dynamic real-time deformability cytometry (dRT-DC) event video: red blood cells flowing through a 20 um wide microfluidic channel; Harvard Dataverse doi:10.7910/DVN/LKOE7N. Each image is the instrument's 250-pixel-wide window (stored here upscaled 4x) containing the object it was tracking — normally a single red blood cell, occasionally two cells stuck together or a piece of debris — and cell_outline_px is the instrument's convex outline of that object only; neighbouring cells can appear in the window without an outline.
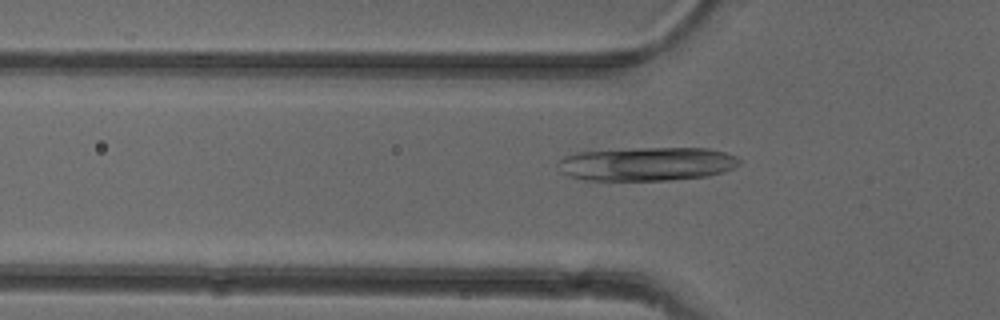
{"species": "common noctule bat (a hibernating species)", "species_latin": "Nyctalus noctula", "temperature_condition": "cold", "stored_images_in_passage": 36, "camera_frame_rate_fps": 3000, "um_per_image_px": 0.085, "animal": {"sex": "female"}, "frame": {"image": 1, "passage_image": 8, "time_ms": 2.333, "image_size_px": [1000, 320], "cell_outline_px": [[740, 164], [724, 172], [708, 176], [672, 180], [584, 180], [560, 172], [556, 164], [564, 156], [576, 152], [636, 148], [708, 148], [724, 152], [736, 156], [740, 160]], "centroid_in_image_um": [54.98, 13.93], "position_along_channel_um": 70.8, "area_um2": 35.78}}
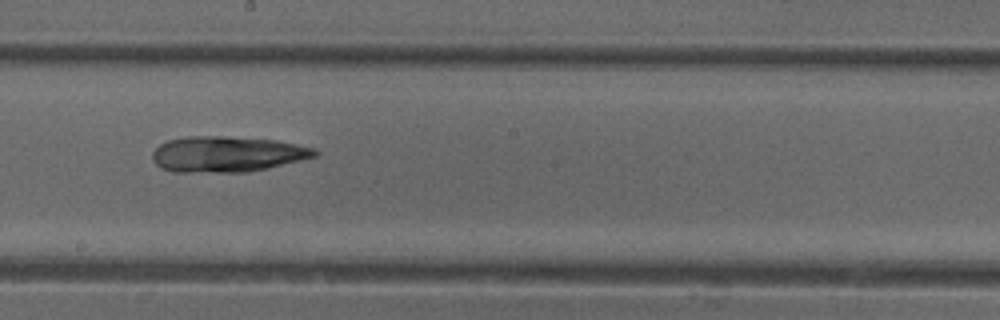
{"frame": {"image": 2, "passage_image": 20, "time_ms": 6.333, "image_size_px": [1000, 320], "cell_outline_px": [[320, 152], [316, 156], [268, 168], [248, 172], [172, 172], [160, 168], [152, 160], [152, 152], [160, 144], [168, 140], [184, 136], [224, 136], [276, 140], [316, 148]], "centroid_in_image_um": [19.28, 13.1], "position_along_channel_um": 228.9, "area_um2": 34.04}}
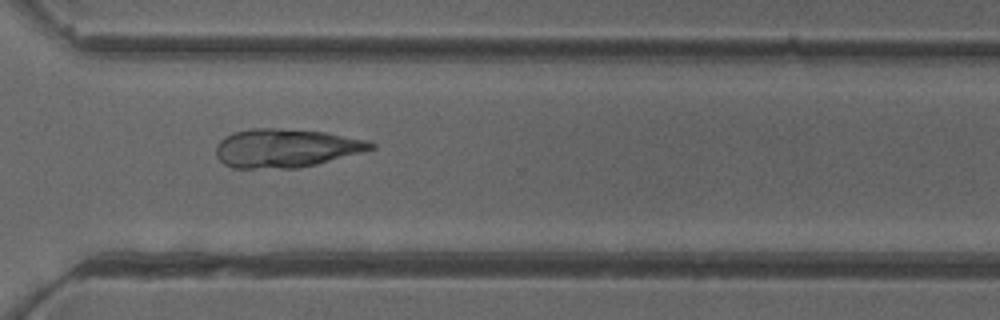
{"frame": {"image": 3, "passage_image": 29, "time_ms": 9.333, "image_size_px": [1000, 320], "cell_outline_px": [[376, 148], [316, 164], [300, 168], [232, 168], [224, 164], [216, 156], [216, 144], [224, 136], [232, 132], [248, 128], [272, 128], [324, 132], [364, 140], [376, 144]], "centroid_in_image_um": [24.23, 12.59], "position_along_channel_um": 346.4, "area_um2": 34.68}}